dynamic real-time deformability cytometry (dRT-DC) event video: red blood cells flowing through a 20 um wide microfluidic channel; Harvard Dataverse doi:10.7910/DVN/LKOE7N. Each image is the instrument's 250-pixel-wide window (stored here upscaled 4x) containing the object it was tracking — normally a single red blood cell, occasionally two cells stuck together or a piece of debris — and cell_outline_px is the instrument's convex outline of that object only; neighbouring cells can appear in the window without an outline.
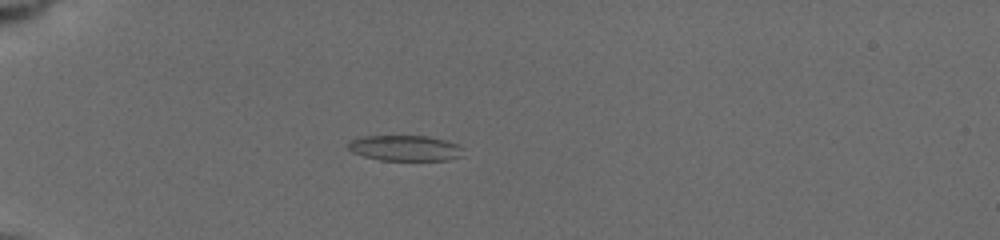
{"species": "common noctule bat (a hibernating species)", "species_latin": "Nyctalus noctula", "temperature_condition": "cold", "stored_images_in_passage": 52, "camera_frame_rate_fps": 3000, "um_per_image_px": 0.085, "animal": {"sex": "female", "body_mass_g": 19.5, "forearm_length_mm": 54.1}, "frame": {"image": 1, "passage_image": 15, "time_ms": 5.333, "image_size_px": [1000, 240], "cell_outline_px": [[464, 156], [448, 160], [380, 160], [364, 156], [352, 152], [348, 148], [348, 144], [352, 140], [364, 136], [428, 136], [444, 140], [456, 144], [460, 148]], "centroid_in_image_um": [34.43, 12.59], "position_along_channel_um": 50.6, "area_um2": 16.99}}
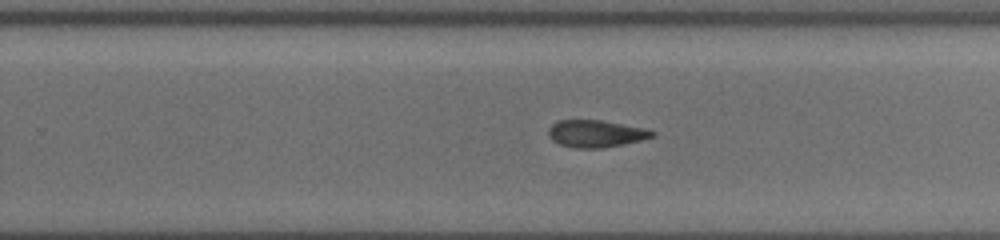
{"frame": {"image": 2, "passage_image": 35, "time_ms": 12.0, "image_size_px": [1000, 240], "cell_outline_px": [[656, 136], [624, 144], [600, 148], [572, 148], [560, 144], [552, 140], [548, 136], [548, 128], [552, 124], [560, 120], [600, 120], [644, 128], [656, 132]], "centroid_in_image_um": [50.63, 11.36], "position_along_channel_um": 279.2, "area_um2": 16.42}}
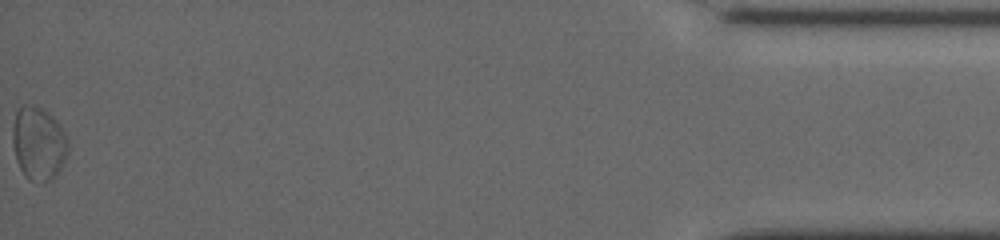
{"frame": {"image": 3, "passage_image": 51, "time_ms": 18.0, "image_size_px": [1000, 240], "cell_outline_px": [[68, 148], [60, 168], [52, 180], [28, 180], [24, 176], [16, 160], [12, 144], [12, 132], [16, 112], [24, 104], [32, 104], [48, 112], [60, 124], [68, 140]], "centroid_in_image_um": [3.25, 12.17], "position_along_channel_um": 431.9, "area_um2": 23.52}, "authors_computed_cell_mechanics": {"area_um2": 17.8891, "velocity_mm_per_s": 3.879, "shape_relaxation_time_tau1_ms": 4.9243, "shape_relaxation_time_tau2_ms": 8.0626, "deformation_change_tau1": 0.11, "deformation_change_tau2": 0.1578}}